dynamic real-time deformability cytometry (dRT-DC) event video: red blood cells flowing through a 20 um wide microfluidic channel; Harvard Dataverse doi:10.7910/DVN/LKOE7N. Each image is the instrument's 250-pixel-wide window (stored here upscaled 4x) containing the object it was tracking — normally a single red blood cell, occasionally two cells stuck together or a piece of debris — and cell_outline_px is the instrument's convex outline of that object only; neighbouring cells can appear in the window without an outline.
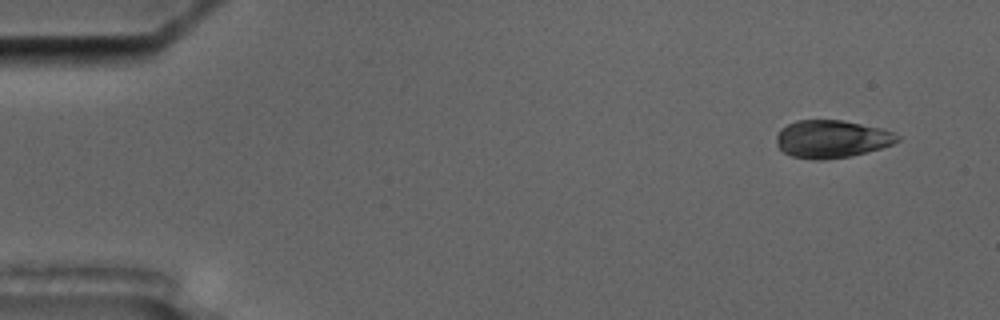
{"species": "common noctule bat (a hibernating species)", "species_latin": "Nyctalus noctula", "temperature_condition": "cold", "stored_images_in_passage": 9, "camera_frame_rate_fps": 3000, "um_per_image_px": 0.085, "animal": {"sex": "male", "body_mass_g": 17.5, "forearm_length_mm": 52.3}, "frame": {"image": 1, "passage_image": 1, "time_ms": 0.0, "image_size_px": [1000, 320], "cell_outline_px": [[900, 140], [892, 144], [880, 148], [848, 156], [820, 160], [816, 160], [792, 156], [784, 152], [776, 144], [776, 136], [780, 128], [796, 120], [844, 120], [880, 128], [892, 132], [900, 136]], "centroid_in_image_um": [70.66, 11.8], "position_along_channel_um": 14.3, "area_um2": 26.41}}
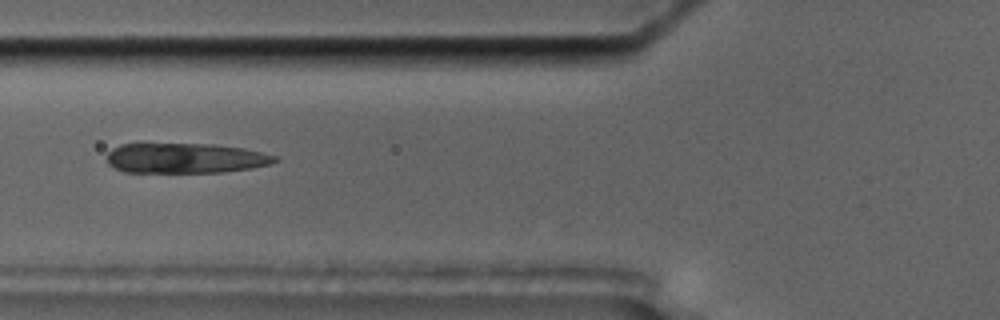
{"frame": {"image": 2, "passage_image": 6, "time_ms": 6.0, "image_size_px": [1000, 320], "cell_outline_px": [[280, 160], [268, 164], [252, 168], [224, 172], [124, 172], [112, 168], [108, 164], [108, 152], [112, 148], [120, 144], [212, 144], [244, 148], [276, 156]], "centroid_in_image_um": [15.73, 13.45], "position_along_channel_um": 110.1, "area_um2": 29.48}}
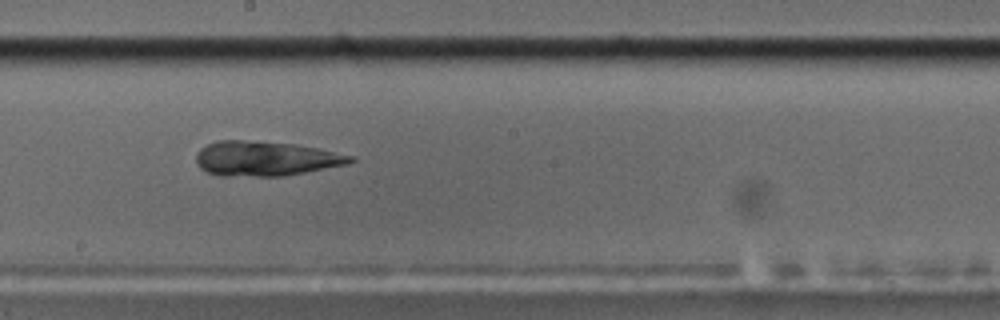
{"frame": {"image": 3, "passage_image": 9, "time_ms": 9.333, "image_size_px": [1000, 320], "cell_outline_px": [[356, 160], [348, 164], [284, 176], [220, 176], [208, 172], [200, 168], [196, 164], [196, 152], [200, 148], [216, 140], [244, 140], [296, 144], [320, 148], [356, 156]], "centroid_in_image_um": [22.59, 13.47], "position_along_channel_um": 225.6, "area_um2": 31.56}}